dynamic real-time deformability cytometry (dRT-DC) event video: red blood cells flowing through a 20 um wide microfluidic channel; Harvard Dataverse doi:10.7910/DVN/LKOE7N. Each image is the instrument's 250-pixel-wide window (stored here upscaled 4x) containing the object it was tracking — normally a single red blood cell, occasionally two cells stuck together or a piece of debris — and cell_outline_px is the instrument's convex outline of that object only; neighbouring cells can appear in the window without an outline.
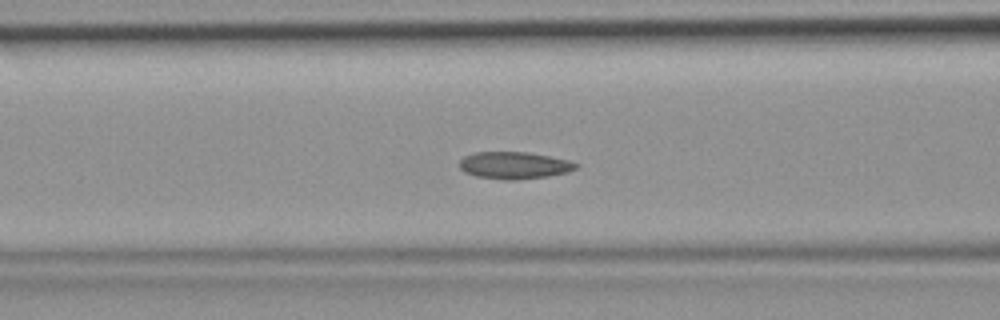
{"species": "common noctule bat (a hibernating species)", "species_latin": "Nyctalus noctula", "temperature_condition": "room temperature", "stored_images_in_passage": 34, "camera_frame_rate_fps": 3000, "um_per_image_px": 0.085, "animal": {"sex": "female", "body_mass_g": 19.9}, "frame": {"image": 1, "passage_image": 6, "time_ms": 1.667, "image_size_px": [1000, 320], "cell_outline_px": [[580, 164], [576, 168], [568, 172], [548, 176], [516, 180], [504, 180], [476, 176], [464, 172], [460, 168], [460, 160], [464, 156], [472, 152], [528, 152], [572, 160]], "centroid_in_image_um": [43.73, 14.05], "position_along_channel_um": 122.9, "area_um2": 18.61}}